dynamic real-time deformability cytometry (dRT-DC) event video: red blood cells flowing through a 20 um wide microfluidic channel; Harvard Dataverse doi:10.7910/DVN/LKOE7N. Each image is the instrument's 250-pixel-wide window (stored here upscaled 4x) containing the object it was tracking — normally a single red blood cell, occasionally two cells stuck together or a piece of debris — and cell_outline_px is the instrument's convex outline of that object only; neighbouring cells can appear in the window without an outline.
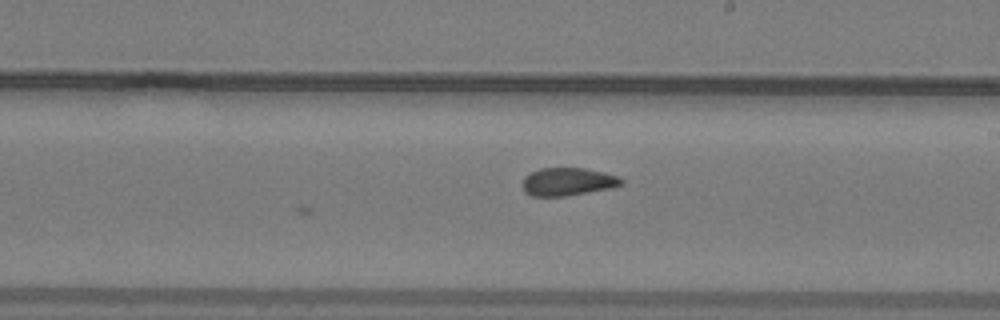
{"species": "common noctule bat (a hibernating species)", "species_latin": "Nyctalus noctula", "temperature_condition": "warm", "stored_images_in_passage": 12, "camera_frame_rate_fps": 3000, "um_per_image_px": 0.085, "animal": {"sex": "male", "body_mass_g": 19.2, "forearm_length_mm": 51.8}, "frame": {"image": 1, "passage_image": 12, "time_ms": 3.667, "image_size_px": [1000, 320], "cell_outline_px": [[624, 184], [612, 188], [564, 196], [532, 196], [524, 192], [520, 184], [524, 176], [540, 168], [584, 168], [604, 172], [620, 176], [624, 180]], "centroid_in_image_um": [48.26, 15.44], "position_along_channel_um": 240.7, "area_um2": 16.36}}